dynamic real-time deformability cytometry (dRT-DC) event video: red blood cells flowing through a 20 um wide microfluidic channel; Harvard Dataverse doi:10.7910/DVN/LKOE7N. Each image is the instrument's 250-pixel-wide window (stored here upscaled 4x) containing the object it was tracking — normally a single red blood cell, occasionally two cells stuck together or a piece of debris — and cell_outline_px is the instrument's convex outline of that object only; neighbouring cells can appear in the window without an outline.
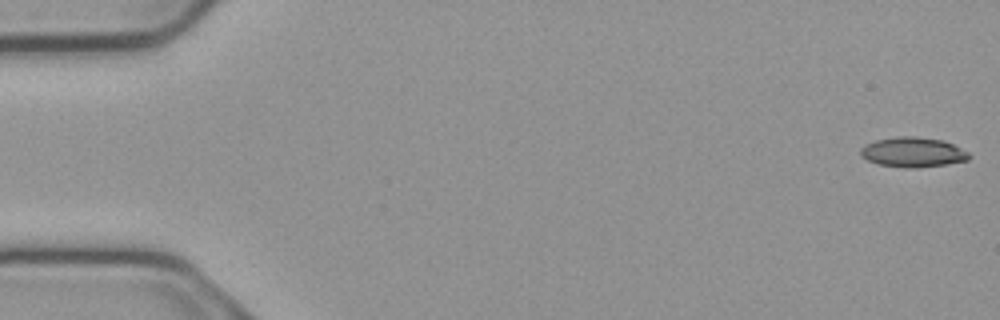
{"species": "common noctule bat (a hibernating species)", "species_latin": "Nyctalus noctula", "temperature_condition": "cold", "stored_images_in_passage": 6, "camera_frame_rate_fps": 3000, "um_per_image_px": 0.085, "animal": {"sex": "male", "body_mass_g": 23.1, "forearm_length_mm": 52.7}, "frame": {"image": 1, "passage_image": 1, "time_ms": 0.0, "image_size_px": [1000, 320], "cell_outline_px": [[972, 156], [968, 160], [948, 164], [916, 168], [904, 168], [880, 164], [868, 160], [860, 156], [860, 148], [876, 140], [896, 136], [916, 136], [944, 140], [968, 152]], "centroid_in_image_um": [77.61, 12.94], "position_along_channel_um": 7.4, "area_um2": 18.96}}
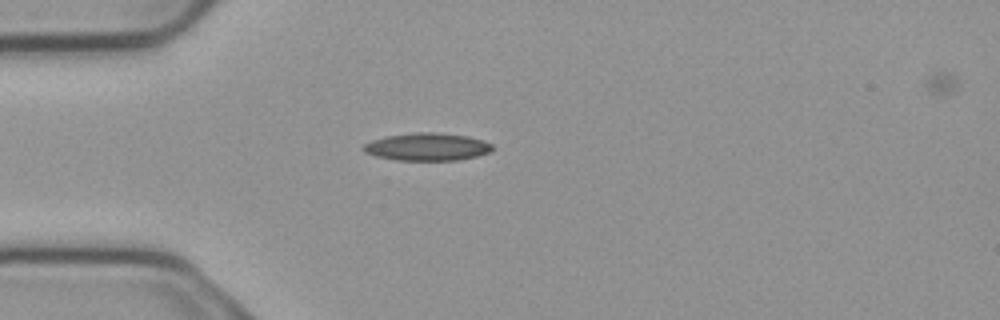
{"frame": {"image": 2, "passage_image": 5, "time_ms": 1.333, "image_size_px": [1000, 320], "cell_outline_px": [[492, 152], [460, 160], [396, 160], [376, 156], [364, 152], [360, 148], [364, 144], [372, 140], [388, 136], [416, 132], [436, 132], [468, 136], [484, 140], [492, 144]], "centroid_in_image_um": [36.32, 12.48], "position_along_channel_um": 48.7, "area_um2": 20.87}}